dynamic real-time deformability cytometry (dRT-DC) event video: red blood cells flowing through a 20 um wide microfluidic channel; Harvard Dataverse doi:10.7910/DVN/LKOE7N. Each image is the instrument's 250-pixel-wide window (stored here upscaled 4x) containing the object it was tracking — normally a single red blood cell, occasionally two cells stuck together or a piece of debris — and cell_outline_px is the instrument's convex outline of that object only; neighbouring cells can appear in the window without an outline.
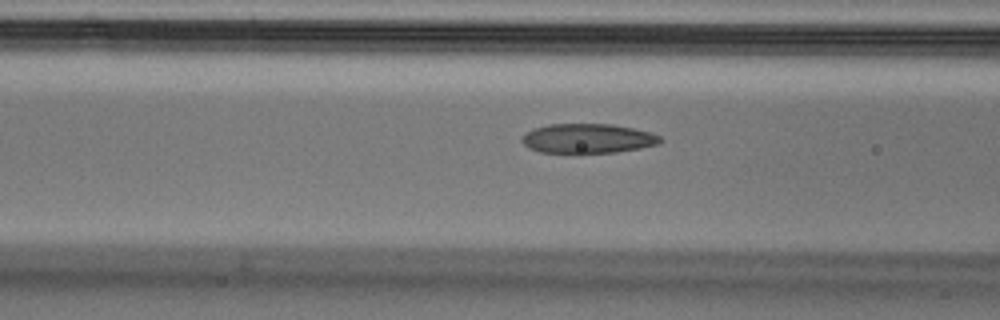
{"species": "Egyptian fruit bat (a non-hibernating species)", "species_latin": "Rousettus aegyptiacus", "temperature_condition": "cold", "stored_images_in_passage": 43, "camera_frame_rate_fps": 3000, "um_per_image_px": 0.085, "animal": {"sex": "male"}, "frame": {"image": 1, "passage_image": 20, "time_ms": 6.333, "image_size_px": [1000, 320], "cell_outline_px": [[664, 140], [660, 144], [640, 148], [616, 152], [576, 156], [540, 152], [528, 148], [520, 140], [528, 132], [536, 128], [548, 124], [612, 124], [652, 132], [660, 136]], "centroid_in_image_um": [49.97, 11.82], "position_along_channel_um": 116.6, "area_um2": 24.74}}
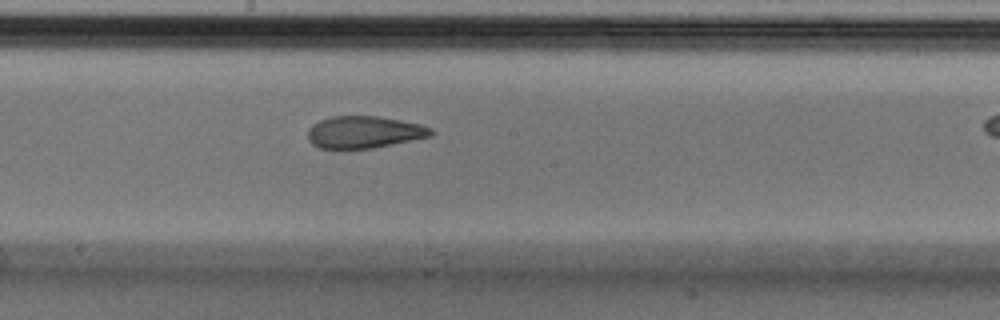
{"frame": {"image": 2, "passage_image": 28, "time_ms": 9.0, "image_size_px": [1000, 320], "cell_outline_px": [[436, 132], [432, 136], [372, 148], [320, 148], [312, 144], [308, 140], [308, 128], [312, 124], [320, 120], [332, 116], [376, 116], [400, 120], [420, 124], [432, 128]], "centroid_in_image_um": [30.96, 11.22], "position_along_channel_um": 217.2, "area_um2": 23.0}}
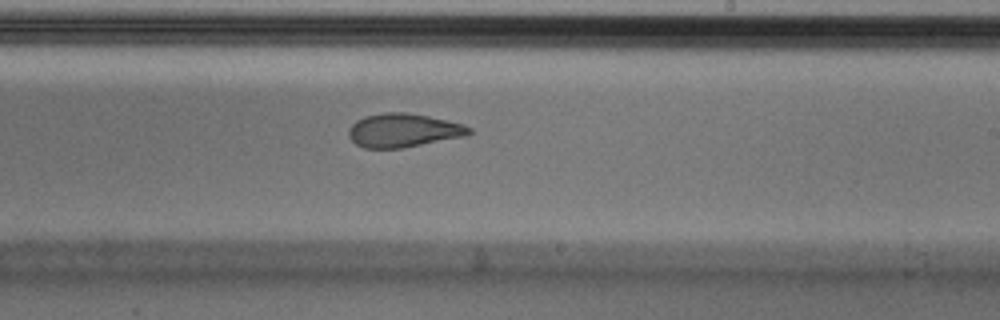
{"frame": {"image": 3, "passage_image": 31, "time_ms": 10.0, "image_size_px": [1000, 320], "cell_outline_px": [[472, 132], [464, 136], [404, 148], [364, 148], [356, 144], [348, 136], [348, 128], [356, 120], [364, 116], [384, 112], [408, 112], [428, 116], [464, 124], [472, 128]], "centroid_in_image_um": [34.26, 11.07], "position_along_channel_um": 254.7, "area_um2": 23.76}}